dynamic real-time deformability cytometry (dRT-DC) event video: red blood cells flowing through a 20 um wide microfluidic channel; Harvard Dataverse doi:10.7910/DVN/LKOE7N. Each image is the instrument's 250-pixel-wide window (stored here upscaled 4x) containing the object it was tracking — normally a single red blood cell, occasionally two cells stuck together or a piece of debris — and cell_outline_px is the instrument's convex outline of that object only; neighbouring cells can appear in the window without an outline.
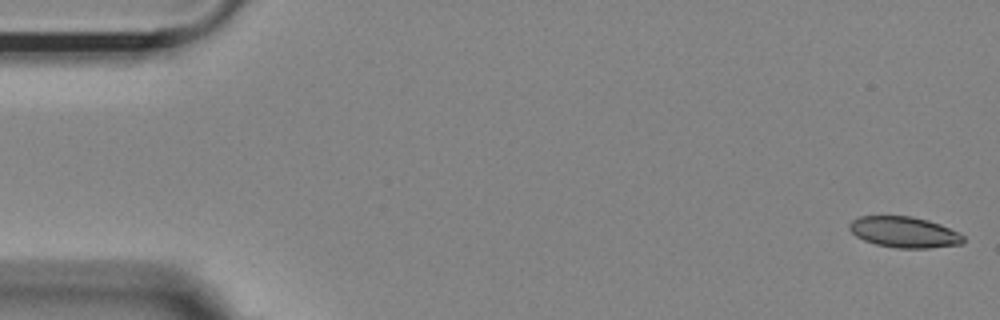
{"species": "Egyptian fruit bat (a non-hibernating species)", "species_latin": "Rousettus aegyptiacus", "temperature_condition": "room temperature", "stored_images_in_passage": 28, "camera_frame_rate_fps": 3000, "um_per_image_px": 0.085, "animal": {"sex": "female"}, "frame": {"image": 1, "passage_image": 1, "time_ms": 0.0, "image_size_px": [1000, 320], "cell_outline_px": [[964, 244], [928, 248], [896, 248], [876, 244], [864, 240], [856, 236], [848, 228], [848, 224], [852, 220], [860, 216], [912, 216], [928, 220], [940, 224], [960, 232], [964, 236]], "centroid_in_image_um": [76.88, 19.73], "position_along_channel_um": 8.1, "area_um2": 20.69}}
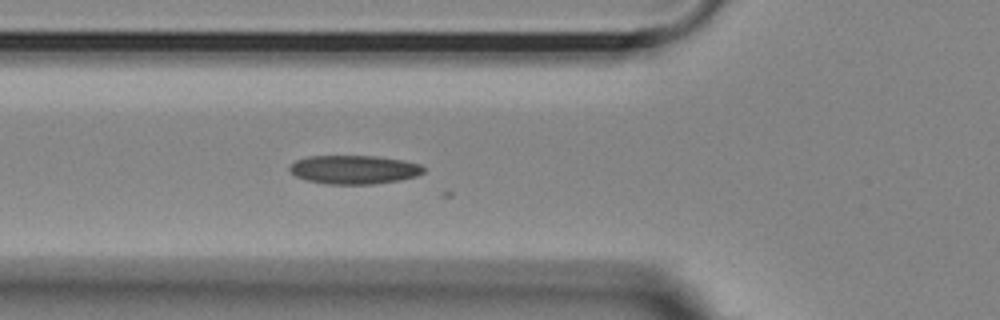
{"frame": {"image": 2, "passage_image": 19, "time_ms": 6.0, "image_size_px": [1000, 320], "cell_outline_px": [[424, 172], [416, 176], [400, 180], [376, 184], [324, 184], [304, 180], [296, 176], [288, 168], [296, 160], [308, 156], [376, 156], [400, 160], [420, 164], [424, 168]], "centroid_in_image_um": [30.08, 14.42], "position_along_channel_um": 95.7, "area_um2": 22.43}}
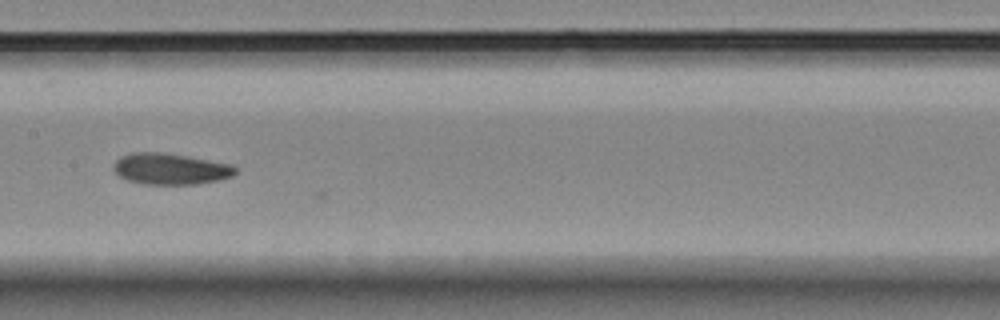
{"frame": {"image": 3, "passage_image": 27, "time_ms": 8.667, "image_size_px": [1000, 320], "cell_outline_px": [[236, 172], [232, 176], [216, 180], [196, 184], [144, 184], [128, 180], [120, 176], [112, 168], [116, 160], [120, 156], [132, 152], [164, 152], [232, 164], [236, 168]], "centroid_in_image_um": [14.46, 14.34], "position_along_channel_um": 192.9, "area_um2": 22.08}}